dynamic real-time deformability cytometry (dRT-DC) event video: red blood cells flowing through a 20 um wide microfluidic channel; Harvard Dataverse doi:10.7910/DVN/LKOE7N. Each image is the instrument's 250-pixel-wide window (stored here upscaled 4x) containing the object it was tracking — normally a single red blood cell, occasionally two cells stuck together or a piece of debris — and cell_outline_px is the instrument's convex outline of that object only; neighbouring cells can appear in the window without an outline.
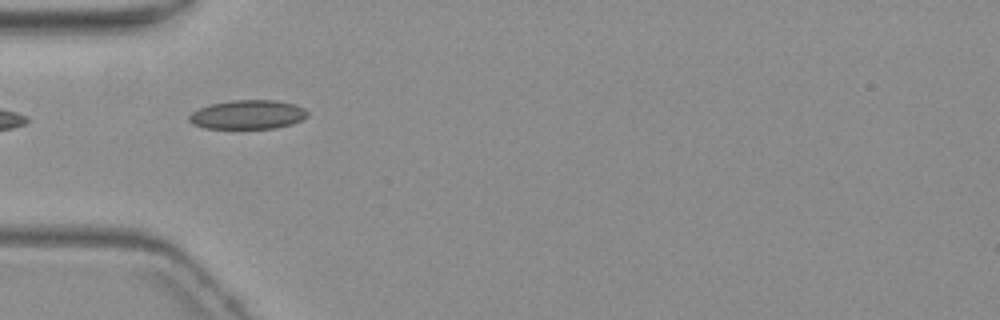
{"species": "common noctule bat (a hibernating species)", "species_latin": "Nyctalus noctula", "temperature_condition": "warm", "stored_images_in_passage": 6, "camera_frame_rate_fps": 3000, "um_per_image_px": 0.085, "animal": {"sex": "female", "body_mass_g": 19.3, "forearm_length_mm": 54.1}, "frame": {"image": 1, "passage_image": 5, "time_ms": 5.667, "image_size_px": [1000, 320], "cell_outline_px": [[308, 116], [292, 124], [276, 128], [204, 128], [192, 124], [188, 120], [188, 116], [192, 112], [200, 108], [212, 104], [232, 100], [276, 100], [296, 104], [304, 108], [308, 112]], "centroid_in_image_um": [21.07, 9.74], "position_along_channel_um": 63.9, "area_um2": 20.06}}
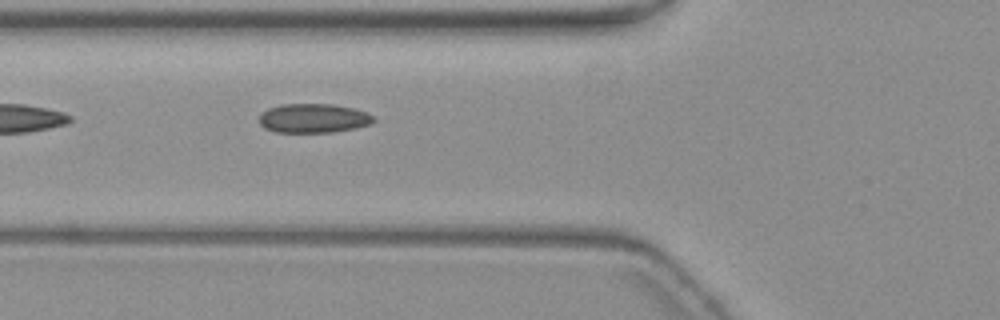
{"frame": {"image": 2, "passage_image": 6, "time_ms": 6.667, "image_size_px": [1000, 320], "cell_outline_px": [[376, 120], [368, 124], [352, 128], [332, 132], [276, 132], [264, 128], [260, 124], [260, 116], [268, 108], [280, 104], [332, 104], [356, 108], [368, 112], [376, 116]], "centroid_in_image_um": [26.67, 10.04], "position_along_channel_um": 99.1, "area_um2": 19.48}}